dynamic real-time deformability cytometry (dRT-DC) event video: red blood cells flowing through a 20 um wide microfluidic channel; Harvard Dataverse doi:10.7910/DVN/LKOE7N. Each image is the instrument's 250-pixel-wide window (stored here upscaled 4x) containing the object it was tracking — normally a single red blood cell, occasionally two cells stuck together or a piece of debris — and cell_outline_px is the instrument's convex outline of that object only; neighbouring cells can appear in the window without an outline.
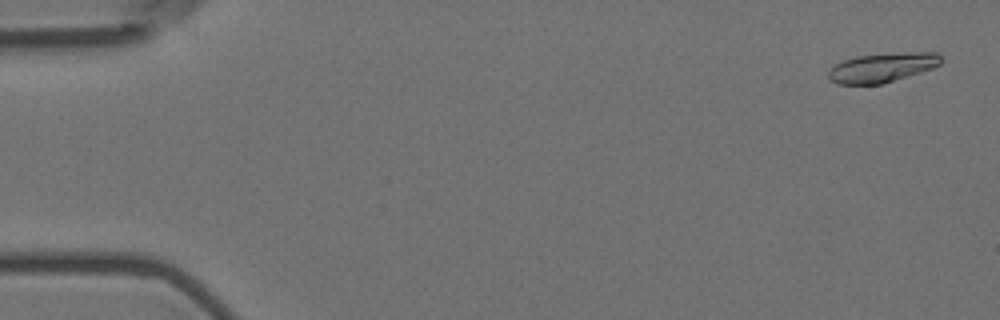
{"species": "Egyptian fruit bat (a non-hibernating species)", "species_latin": "Rousettus aegyptiacus", "temperature_condition": "room temperature", "stored_images_in_passage": 57, "camera_frame_rate_fps": 3000, "um_per_image_px": 0.085, "animal": {"sex": "female"}, "frame": {"image": 1, "passage_image": 2, "time_ms": 0.333, "image_size_px": [1000, 320], "cell_outline_px": [[940, 64], [932, 68], [884, 84], [836, 84], [828, 80], [828, 72], [836, 64], [844, 60], [856, 56], [908, 52], [936, 52], [940, 56]], "centroid_in_image_um": [74.96, 5.75], "position_along_channel_um": 10.0, "area_um2": 19.13}}
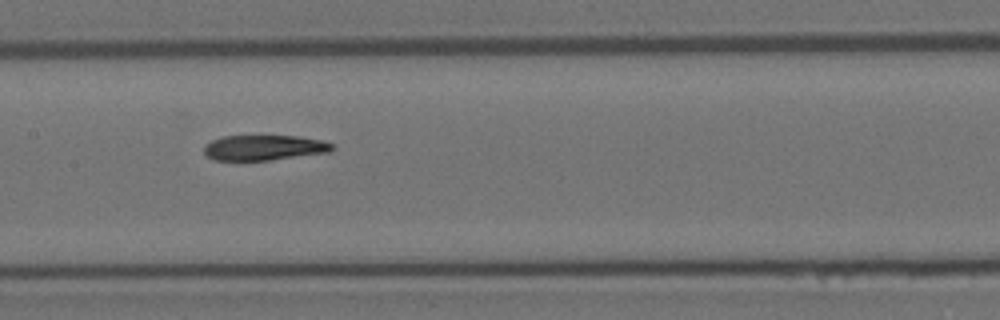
{"frame": {"image": 2, "passage_image": 28, "time_ms": 9.0, "image_size_px": [1000, 320], "cell_outline_px": [[336, 148], [328, 152], [268, 160], [212, 160], [204, 152], [204, 144], [212, 140], [224, 136], [300, 136], [320, 140], [332, 144]], "centroid_in_image_um": [22.42, 12.55], "position_along_channel_um": 185.0, "area_um2": 18.73}}
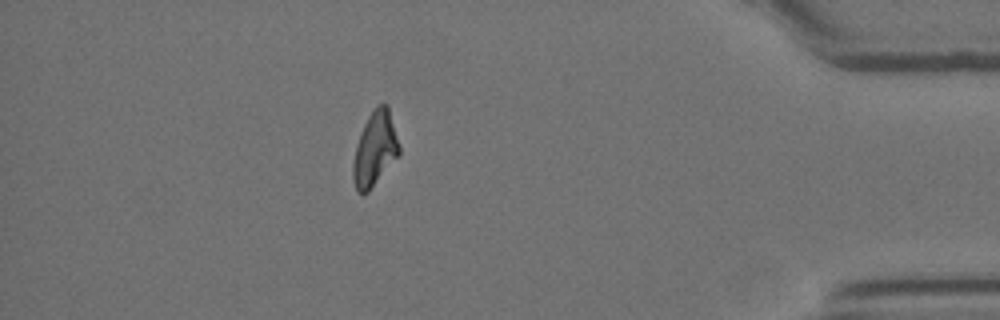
{"frame": {"image": 3, "passage_image": 50, "time_ms": 16.333, "image_size_px": [1000, 320], "cell_outline_px": [[400, 156], [368, 192], [356, 192], [352, 180], [352, 164], [356, 144], [360, 132], [368, 116], [376, 104], [388, 104], [400, 144]], "centroid_in_image_um": [31.88, 12.66], "position_along_channel_um": 403.3, "area_um2": 20.52}, "authors_computed_cell_mechanics": {"area_um2": 19.941, "velocity_mm_per_s": 3.5706, "shape_relaxation_time_tau1_ms": null, "shape_relaxation_time_tau2_ms": 4.3232, "deformation_change_tau1": null, "deformation_change_tau2": 0.1054}}